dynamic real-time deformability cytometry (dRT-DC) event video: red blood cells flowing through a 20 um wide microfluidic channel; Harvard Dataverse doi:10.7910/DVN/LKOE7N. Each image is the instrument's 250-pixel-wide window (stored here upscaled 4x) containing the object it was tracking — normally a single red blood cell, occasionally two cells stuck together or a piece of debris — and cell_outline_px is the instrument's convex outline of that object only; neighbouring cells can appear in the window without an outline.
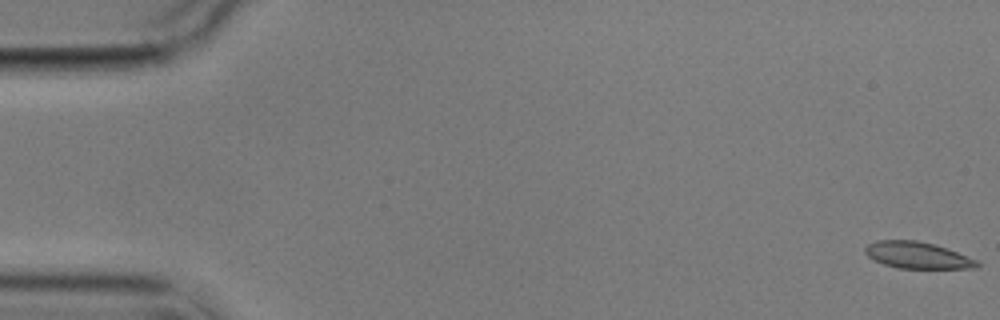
{"species": "common noctule bat (a hibernating species)", "species_latin": "Nyctalus noctula", "temperature_condition": "cold", "stored_images_in_passage": 11, "camera_frame_rate_fps": 3000, "um_per_image_px": 0.085, "animal": {"sex": "male", "body_mass_g": 17.9}, "frame": {"image": 1, "passage_image": 1, "time_ms": 0.0, "image_size_px": [1000, 320], "cell_outline_px": [[980, 264], [976, 268], [900, 268], [884, 264], [868, 256], [864, 252], [864, 248], [868, 244], [876, 240], [916, 240], [936, 244], [976, 260]], "centroid_in_image_um": [77.95, 21.68], "position_along_channel_um": 7.0, "area_um2": 17.17}}
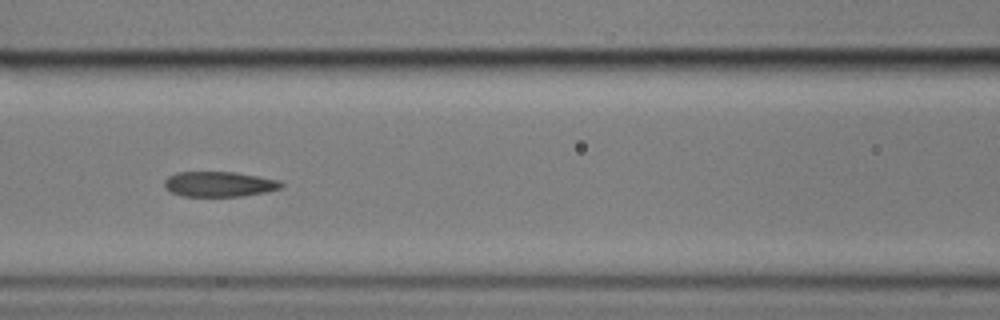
{"frame": {"image": 2, "passage_image": 7, "time_ms": 8.0, "image_size_px": [1000, 320], "cell_outline_px": [[284, 184], [280, 188], [268, 192], [244, 196], [184, 196], [172, 192], [164, 188], [164, 180], [168, 176], [176, 172], [236, 172], [280, 180]], "centroid_in_image_um": [18.64, 15.65], "position_along_channel_um": 148.0, "area_um2": 17.28}}
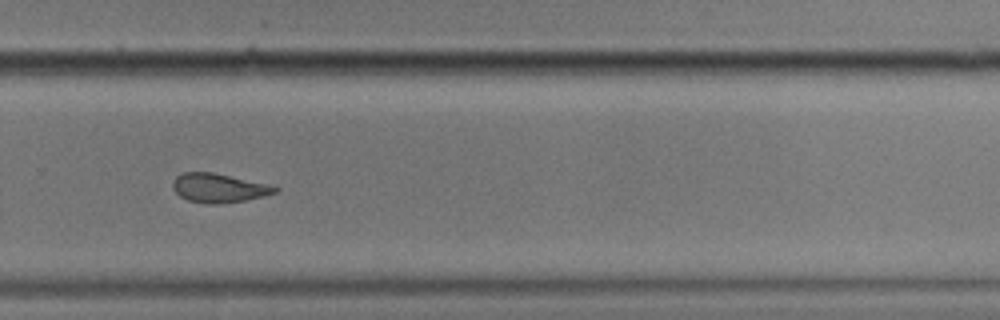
{"frame": {"image": 3, "passage_image": 11, "time_ms": 12.667, "image_size_px": [1000, 320], "cell_outline_px": [[280, 188], [276, 192], [244, 200], [216, 204], [204, 204], [188, 200], [180, 196], [172, 188], [172, 180], [176, 176], [184, 172], [212, 172], [272, 184]], "centroid_in_image_um": [18.58, 15.96], "position_along_channel_um": 311.2, "area_um2": 17.34}}